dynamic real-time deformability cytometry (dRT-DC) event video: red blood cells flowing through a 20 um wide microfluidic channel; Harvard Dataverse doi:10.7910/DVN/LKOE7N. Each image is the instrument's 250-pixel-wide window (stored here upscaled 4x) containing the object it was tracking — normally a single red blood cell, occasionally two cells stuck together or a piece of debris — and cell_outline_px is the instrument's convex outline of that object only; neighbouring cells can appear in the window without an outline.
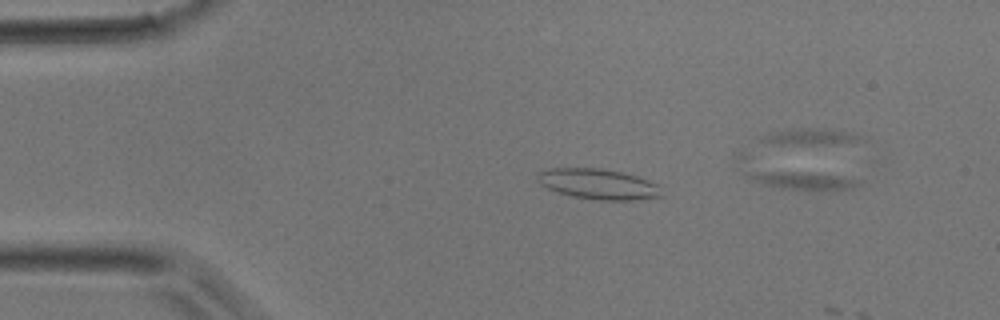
{"species": "common noctule bat (a hibernating species)", "species_latin": "Nyctalus noctula", "temperature_condition": "room temperature", "stored_images_in_passage": 2, "camera_frame_rate_fps": 3000, "um_per_image_px": 0.085, "animal": {"sex": "male", "body_mass_g": 17.9}, "frame": {"image": 1, "passage_image": 1, "time_ms": 0.0, "image_size_px": [1000, 320], "cell_outline_px": [[664, 196], [632, 200], [600, 200], [572, 196], [548, 188], [540, 184], [536, 180], [536, 176], [540, 172], [548, 168], [600, 168], [624, 172], [648, 180], [656, 184]], "centroid_in_image_um": [50.84, 15.63], "position_along_channel_um": 34.2, "area_um2": 21.91}}